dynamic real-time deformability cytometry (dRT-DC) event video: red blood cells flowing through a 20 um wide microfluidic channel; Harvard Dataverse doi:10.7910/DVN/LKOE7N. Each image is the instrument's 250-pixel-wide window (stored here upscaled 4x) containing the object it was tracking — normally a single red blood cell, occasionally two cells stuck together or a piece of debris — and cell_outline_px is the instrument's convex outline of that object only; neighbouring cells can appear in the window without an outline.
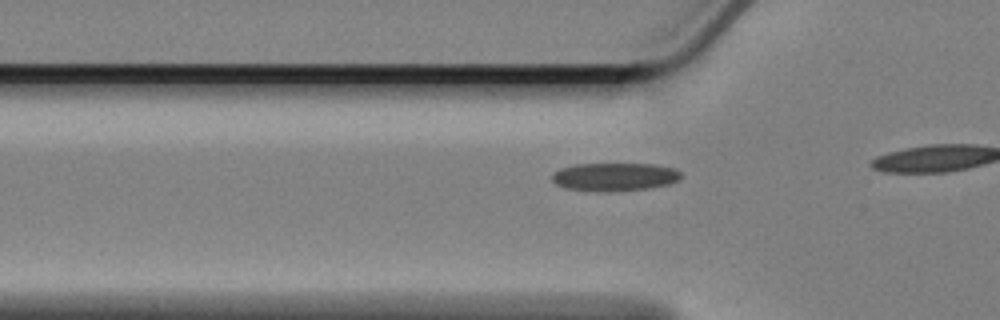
{"species": "Egyptian fruit bat (a non-hibernating species)", "species_latin": "Rousettus aegyptiacus", "temperature_condition": "cold", "stored_images_in_passage": 12, "camera_frame_rate_fps": 3000, "um_per_image_px": 0.085, "animal": {"sex": "female"}, "frame": {"image": 1, "passage_image": 6, "time_ms": 1.667, "image_size_px": [1000, 320], "cell_outline_px": [[680, 176], [676, 180], [668, 184], [648, 188], [604, 192], [568, 188], [556, 184], [552, 180], [552, 172], [560, 168], [576, 164], [652, 164], [676, 168], [680, 172]], "centroid_in_image_um": [52.21, 15.02], "position_along_channel_um": 73.6, "area_um2": 20.98}}
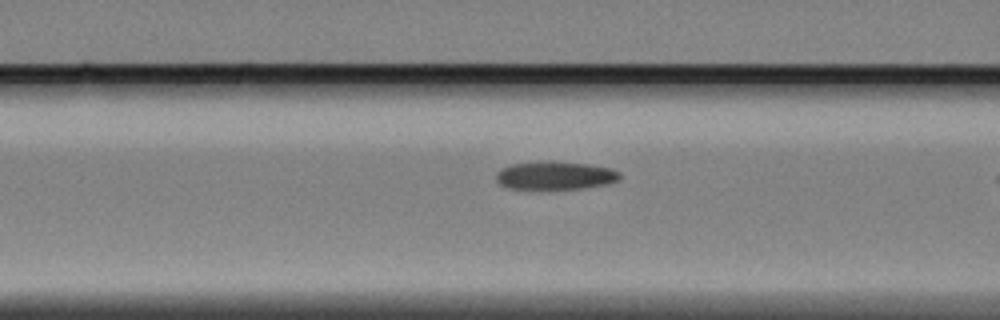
{"frame": {"image": 2, "passage_image": 10, "time_ms": 3.0, "image_size_px": [1000, 320], "cell_outline_px": [[620, 180], [608, 184], [580, 188], [508, 188], [500, 184], [496, 180], [496, 172], [500, 168], [512, 164], [588, 164], [612, 168], [620, 172]], "centroid_in_image_um": [47.23, 14.95], "position_along_channel_um": 119.4, "area_um2": 19.25}}